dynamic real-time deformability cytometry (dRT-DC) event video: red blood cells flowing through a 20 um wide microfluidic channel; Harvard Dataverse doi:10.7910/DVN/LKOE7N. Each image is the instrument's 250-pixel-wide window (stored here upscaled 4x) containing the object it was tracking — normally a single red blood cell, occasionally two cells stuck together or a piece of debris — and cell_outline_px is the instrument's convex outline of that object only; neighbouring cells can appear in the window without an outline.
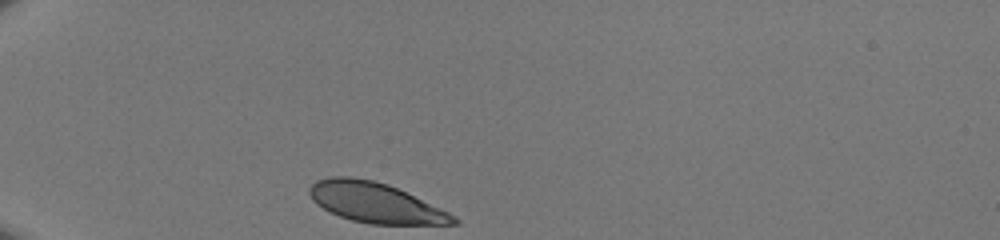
{"species": "human", "species_latin": "Homo sapiens", "temperature_condition": "room temperature", "stored_images_in_passage": 28, "camera_frame_rate_fps": 3000, "um_per_image_px": 0.085, "donor": {"sex": "male"}, "frame": {"image": 1, "passage_image": 1, "time_ms": 0.0, "image_size_px": [1000, 240], "cell_outline_px": [[460, 224], [372, 224], [352, 220], [340, 216], [316, 204], [312, 200], [308, 192], [308, 188], [316, 180], [332, 176], [352, 176], [372, 180], [388, 184], [448, 212], [460, 220]], "centroid_in_image_um": [31.87, 17.22], "position_along_channel_um": 53.1, "area_um2": 33.35}}
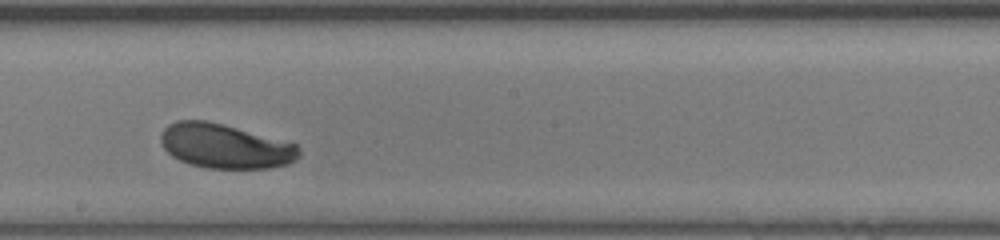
{"frame": {"image": 2, "passage_image": 16, "time_ms": 5.0, "image_size_px": [1000, 240], "cell_outline_px": [[300, 156], [288, 164], [268, 168], [208, 168], [188, 164], [172, 156], [164, 148], [160, 140], [160, 136], [164, 128], [168, 124], [176, 120], [208, 120], [224, 124], [296, 144], [300, 152]], "centroid_in_image_um": [19.1, 12.41], "position_along_channel_um": 229.1, "area_um2": 35.78}}
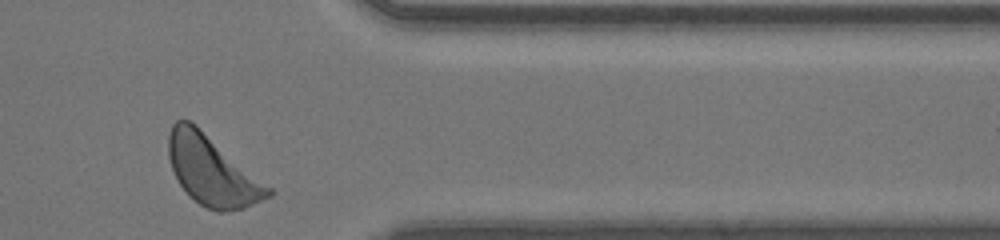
{"frame": {"image": 3, "passage_image": 28, "time_ms": 9.0, "image_size_px": [1000, 240], "cell_outline_px": [[276, 192], [272, 196], [244, 208], [224, 212], [216, 212], [200, 204], [188, 196], [180, 184], [172, 168], [168, 156], [168, 136], [172, 124], [176, 120], [192, 120], [272, 188]], "centroid_in_image_um": [18.04, 14.5], "position_along_channel_um": 393.4, "area_um2": 40.63}}